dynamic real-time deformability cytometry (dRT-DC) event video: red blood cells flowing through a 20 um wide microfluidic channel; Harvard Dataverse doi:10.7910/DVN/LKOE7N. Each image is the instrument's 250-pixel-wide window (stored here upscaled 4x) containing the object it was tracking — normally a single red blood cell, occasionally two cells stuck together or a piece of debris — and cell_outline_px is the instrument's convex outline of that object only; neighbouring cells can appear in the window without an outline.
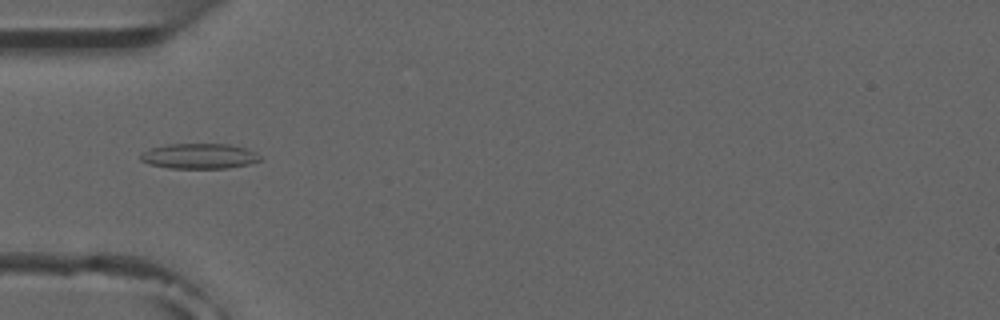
{"species": "common noctule bat (a hibernating species)", "species_latin": "Nyctalus noctula", "temperature_condition": "room temperature", "stored_images_in_passage": 1, "camera_frame_rate_fps": 3000, "um_per_image_px": 0.085, "animal": {"sex": "male", "forearm_length_mm": 52.5}, "frame": {"image": 1, "passage_image": 1, "time_ms": 0.0, "image_size_px": [1000, 320], "cell_outline_px": [[260, 160], [248, 164], [228, 168], [168, 168], [148, 164], [140, 160], [140, 152], [152, 148], [168, 144], [228, 144], [244, 148], [260, 156]], "centroid_in_image_um": [16.87, 13.27], "position_along_channel_um": 68.1, "area_um2": 17.46}}